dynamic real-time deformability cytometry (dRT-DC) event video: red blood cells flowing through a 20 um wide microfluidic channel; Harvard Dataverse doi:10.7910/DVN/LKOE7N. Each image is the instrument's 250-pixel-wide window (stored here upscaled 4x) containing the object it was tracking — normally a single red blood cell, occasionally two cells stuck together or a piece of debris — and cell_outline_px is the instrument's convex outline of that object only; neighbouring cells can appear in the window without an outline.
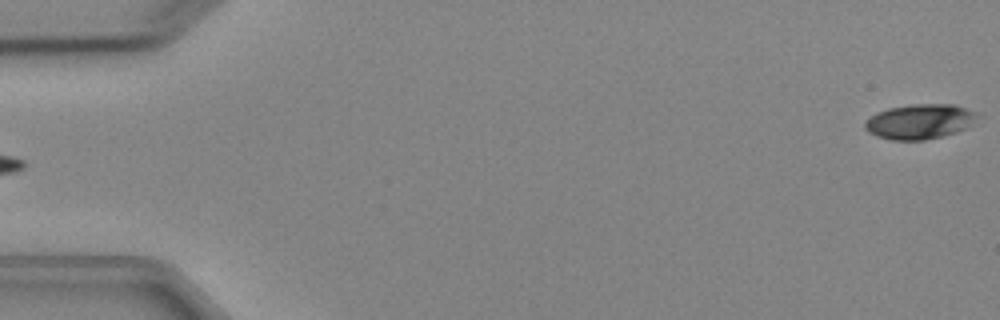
{"species": "Egyptian fruit bat (a non-hibernating species)", "species_latin": "Rousettus aegyptiacus", "temperature_condition": "cold", "stored_images_in_passage": 5, "segment_of_instrument_passage": [2, 2], "camera_frame_rate_fps": 3000, "um_per_image_px": 0.085, "animal": {"sex": "female"}, "frame": {"image": 1, "passage_image": 5, "time_ms": 5.667, "image_size_px": [1000, 320], "cell_outline_px": [[984, 116], [968, 128], [956, 132], [924, 140], [892, 140], [876, 136], [868, 132], [864, 128], [864, 124], [876, 112], [888, 108], [912, 104], [956, 104], [976, 112]], "centroid_in_image_um": [78.25, 10.32], "position_along_channel_um": 6.7, "area_um2": 23.24}}